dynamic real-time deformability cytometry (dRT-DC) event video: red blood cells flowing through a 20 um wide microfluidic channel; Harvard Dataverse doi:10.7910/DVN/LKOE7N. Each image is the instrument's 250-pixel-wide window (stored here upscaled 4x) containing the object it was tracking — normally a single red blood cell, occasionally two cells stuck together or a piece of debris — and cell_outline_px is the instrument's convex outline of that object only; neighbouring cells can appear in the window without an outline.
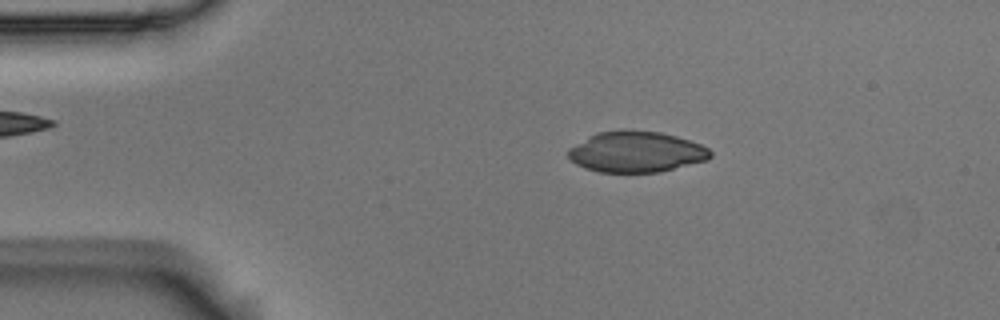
{"species": "Egyptian fruit bat (a non-hibernating species)", "species_latin": "Rousettus aegyptiacus", "temperature_condition": "room temperature", "stored_images_in_passage": 54, "camera_frame_rate_fps": 3000, "um_per_image_px": 0.085, "animal": {"sex": "male"}, "frame": {"image": 1, "passage_image": 9, "time_ms": 2.667, "image_size_px": [1000, 320], "cell_outline_px": [[712, 156], [708, 160], [660, 172], [600, 172], [584, 168], [576, 164], [568, 156], [568, 148], [588, 136], [596, 132], [620, 128], [624, 128], [660, 132], [676, 136], [700, 144], [708, 148], [712, 152]], "centroid_in_image_um": [54.06, 12.89], "position_along_channel_um": 30.9, "area_um2": 34.33}}